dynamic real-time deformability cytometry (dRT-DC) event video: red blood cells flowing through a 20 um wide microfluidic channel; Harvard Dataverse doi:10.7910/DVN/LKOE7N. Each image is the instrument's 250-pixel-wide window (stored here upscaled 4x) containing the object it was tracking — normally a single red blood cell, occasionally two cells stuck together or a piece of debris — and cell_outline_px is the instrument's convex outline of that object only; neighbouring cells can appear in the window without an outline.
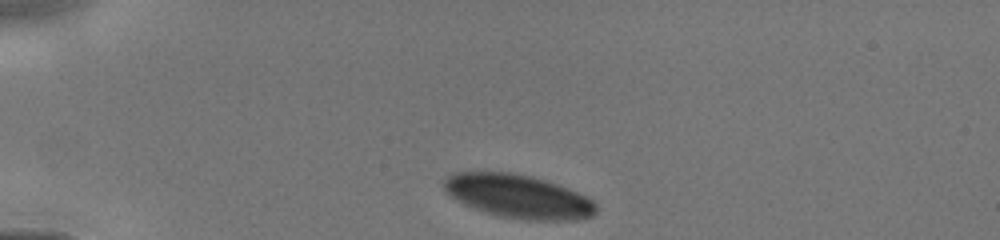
{"species": "human", "species_latin": "Homo sapiens", "temperature_condition": "cold", "stored_images_in_passage": 6, "camera_frame_rate_fps": 3000, "um_per_image_px": 0.085, "donor": {"sex": "male"}, "frame": {"image": 1, "passage_image": 1, "time_ms": 0.0, "image_size_px": [1000, 240], "cell_outline_px": [[596, 212], [592, 216], [576, 220], [528, 220], [500, 216], [484, 212], [464, 204], [456, 200], [444, 188], [444, 180], [452, 172], [508, 172], [532, 176], [568, 188], [588, 196], [596, 204]], "centroid_in_image_um": [44.07, 16.69], "position_along_channel_um": 40.9, "area_um2": 38.49}}
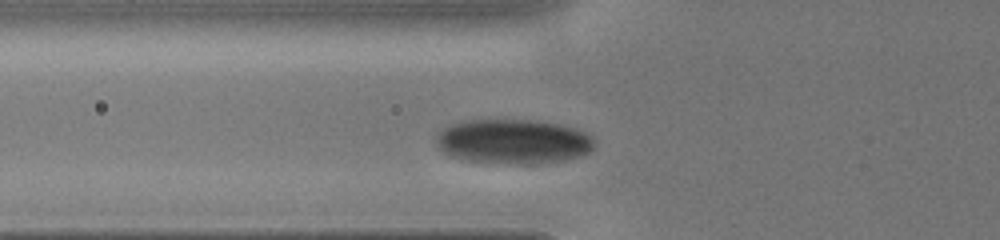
{"frame": {"image": 2, "passage_image": 5, "time_ms": 2.0, "image_size_px": [1000, 240], "cell_outline_px": [[596, 144], [588, 152], [580, 156], [564, 160], [528, 164], [512, 164], [460, 160], [448, 156], [436, 144], [436, 136], [448, 124], [464, 120], [532, 120], [560, 124], [584, 132], [592, 136]], "centroid_in_image_um": [43.58, 12.03], "position_along_channel_um": 82.2, "area_um2": 41.38}}